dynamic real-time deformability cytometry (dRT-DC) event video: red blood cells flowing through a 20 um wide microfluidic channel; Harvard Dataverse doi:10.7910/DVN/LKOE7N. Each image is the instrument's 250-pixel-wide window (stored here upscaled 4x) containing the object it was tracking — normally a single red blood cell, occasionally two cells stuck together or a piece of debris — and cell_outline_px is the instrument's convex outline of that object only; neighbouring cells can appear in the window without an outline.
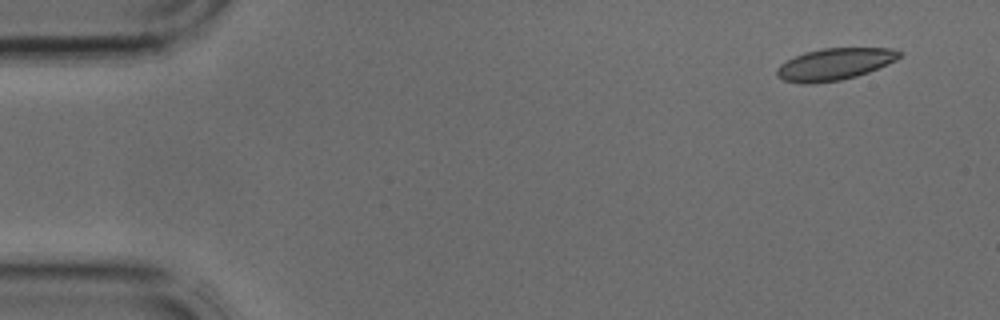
{"species": "common noctule bat (a hibernating species)", "species_latin": "Nyctalus noctula", "temperature_condition": "cold", "stored_images_in_passage": 4, "segment_of_instrument_passage": [1, 2], "camera_frame_rate_fps": 3000, "um_per_image_px": 0.085, "animal": {"sex": "male", "body_mass_g": 17.9, "forearm_length_mm": 54.2}, "frame": {"image": 1, "passage_image": 1, "time_ms": 0.0, "image_size_px": [1000, 320], "cell_outline_px": [[900, 56], [896, 60], [868, 72], [856, 76], [840, 80], [812, 84], [800, 84], [784, 80], [776, 76], [776, 68], [780, 64], [804, 52], [824, 48], [892, 48], [900, 52]], "centroid_in_image_um": [70.9, 5.46], "position_along_channel_um": 14.1, "area_um2": 22.66}}